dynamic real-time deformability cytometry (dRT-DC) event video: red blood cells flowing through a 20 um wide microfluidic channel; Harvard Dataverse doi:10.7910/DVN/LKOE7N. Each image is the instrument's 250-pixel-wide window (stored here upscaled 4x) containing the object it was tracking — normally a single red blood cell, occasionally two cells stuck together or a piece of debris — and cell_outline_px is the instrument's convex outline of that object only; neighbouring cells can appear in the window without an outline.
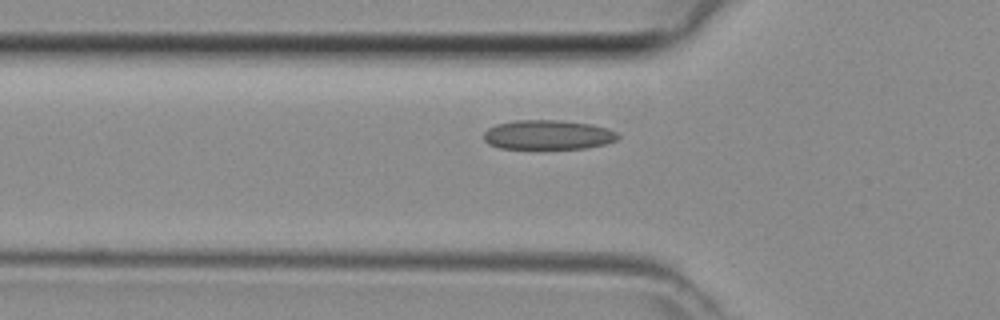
{"species": "common noctule bat (a hibernating species)", "species_latin": "Nyctalus noctula", "temperature_condition": "room temperature", "stored_images_in_passage": 28, "camera_frame_rate_fps": 3000, "um_per_image_px": 0.085, "animal": {"sex": "female", "body_mass_g": 29.2, "forearm_length_mm": 56.3}, "frame": {"image": 1, "passage_image": 3, "time_ms": 0.667, "image_size_px": [1000, 320], "cell_outline_px": [[620, 136], [616, 140], [604, 144], [584, 148], [500, 148], [488, 144], [484, 140], [484, 132], [488, 128], [496, 124], [516, 120], [560, 120], [592, 124], [608, 128], [616, 132]], "centroid_in_image_um": [46.57, 11.45], "position_along_channel_um": 79.2, "area_um2": 23.0}}
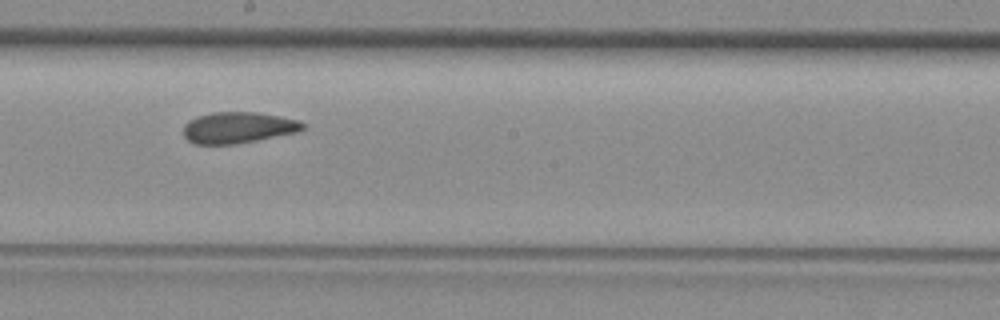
{"frame": {"image": 2, "passage_image": 13, "time_ms": 4.0, "image_size_px": [1000, 320], "cell_outline_px": [[304, 128], [296, 132], [236, 144], [196, 144], [188, 140], [184, 136], [184, 124], [188, 120], [196, 116], [212, 112], [256, 112], [280, 116], [300, 120], [304, 124]], "centroid_in_image_um": [20.21, 10.83], "position_along_channel_um": 228.0, "area_um2": 21.68}}
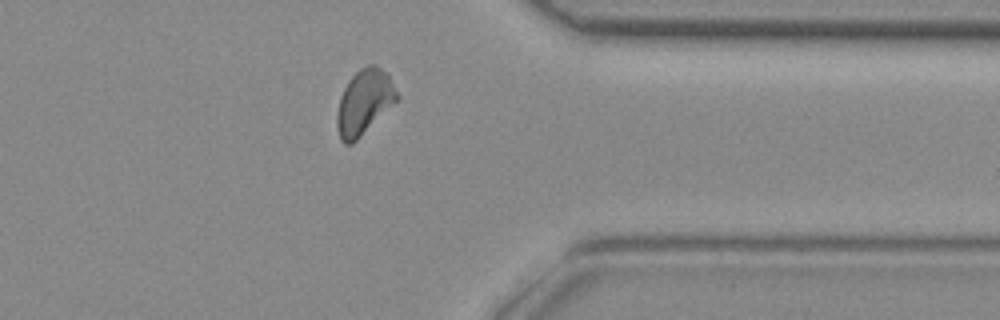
{"frame": {"image": 3, "passage_image": 24, "time_ms": 7.667, "image_size_px": [1000, 320], "cell_outline_px": [[400, 100], [352, 144], [344, 144], [340, 140], [336, 124], [336, 116], [340, 96], [348, 80], [360, 68], [368, 64], [376, 64], [388, 76], [400, 96]], "centroid_in_image_um": [30.96, 8.69], "position_along_channel_um": 380.4, "area_um2": 22.95}}